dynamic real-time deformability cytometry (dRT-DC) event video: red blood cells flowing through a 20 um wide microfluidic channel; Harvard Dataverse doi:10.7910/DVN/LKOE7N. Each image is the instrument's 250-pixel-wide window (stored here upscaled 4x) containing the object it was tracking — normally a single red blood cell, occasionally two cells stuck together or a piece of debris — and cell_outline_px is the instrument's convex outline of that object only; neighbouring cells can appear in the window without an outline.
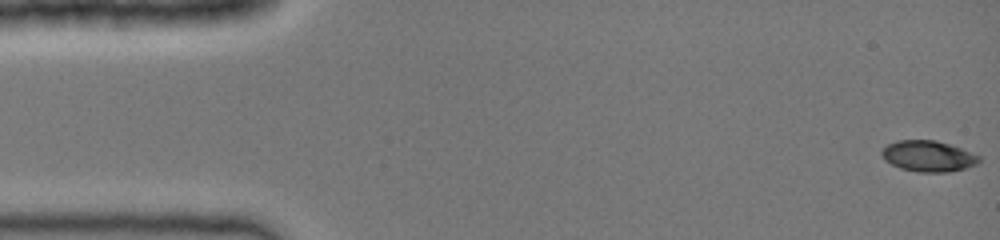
{"species": "common noctule bat (a hibernating species)", "species_latin": "Nyctalus noctula", "temperature_condition": "cold", "stored_images_in_passage": 15, "camera_frame_rate_fps": 3000, "um_per_image_px": 0.085, "animal": {"sex": "female", "body_mass_g": 19.0, "forearm_length_mm": 51.5}, "frame": {"image": 1, "passage_image": 1, "time_ms": 0.0, "image_size_px": [1000, 240], "cell_outline_px": [[980, 160], [976, 164], [968, 168], [948, 172], [916, 172], [900, 168], [884, 160], [880, 152], [888, 144], [896, 140], [936, 140], [960, 148], [980, 156]], "centroid_in_image_um": [78.89, 13.28], "position_along_channel_um": 6.1, "area_um2": 17.57}}
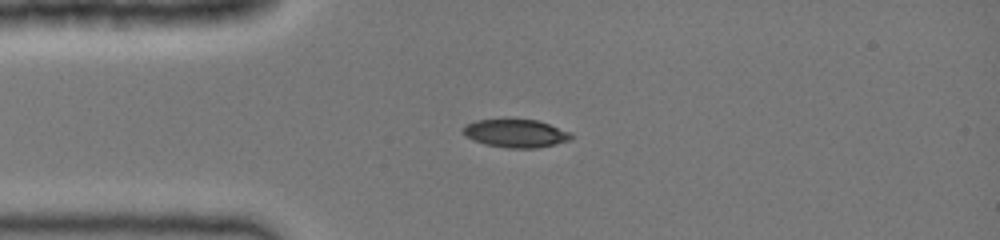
{"frame": {"image": 2, "passage_image": 14, "time_ms": 3.667, "image_size_px": [1000, 240], "cell_outline_px": [[572, 136], [568, 140], [536, 148], [508, 148], [484, 144], [468, 136], [464, 132], [464, 124], [476, 120], [508, 116], [536, 120], [548, 124], [568, 132]], "centroid_in_image_um": [43.76, 11.28], "position_along_channel_um": 41.2, "area_um2": 17.92}}